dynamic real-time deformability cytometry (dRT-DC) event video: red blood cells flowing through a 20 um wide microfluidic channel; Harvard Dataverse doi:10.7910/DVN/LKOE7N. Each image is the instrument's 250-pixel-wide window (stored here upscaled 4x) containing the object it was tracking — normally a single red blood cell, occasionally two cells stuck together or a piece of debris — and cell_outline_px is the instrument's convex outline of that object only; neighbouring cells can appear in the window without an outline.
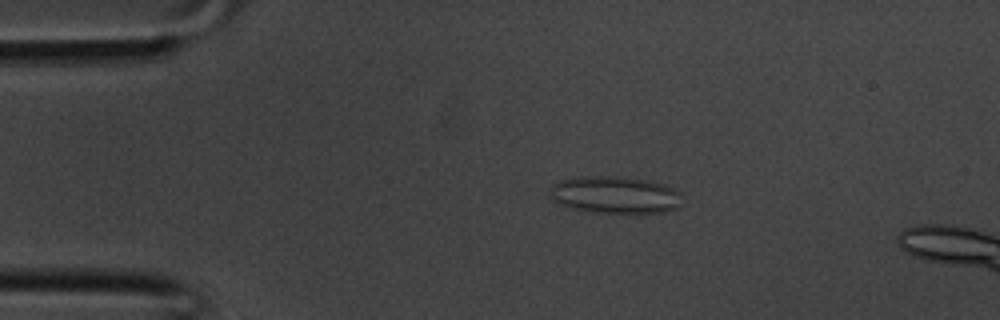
{"species": "common noctule bat (a hibernating species)", "species_latin": "Nyctalus noctula", "temperature_condition": "room temperature", "stored_images_in_passage": 35, "camera_frame_rate_fps": 3000, "um_per_image_px": 0.085, "animal": {"sex": "male", "body_mass_g": 20.1, "forearm_length_mm": 53.5}, "frame": {"image": 1, "passage_image": 6, "time_ms": 1.667, "image_size_px": [1000, 320], "cell_outline_px": [[680, 208], [664, 212], [596, 212], [576, 208], [552, 200], [548, 196], [552, 184], [560, 180], [580, 176], [620, 176], [644, 180], [664, 184], [680, 192]], "centroid_in_image_um": [52.27, 16.54], "position_along_channel_um": 32.7, "area_um2": 28.38}}
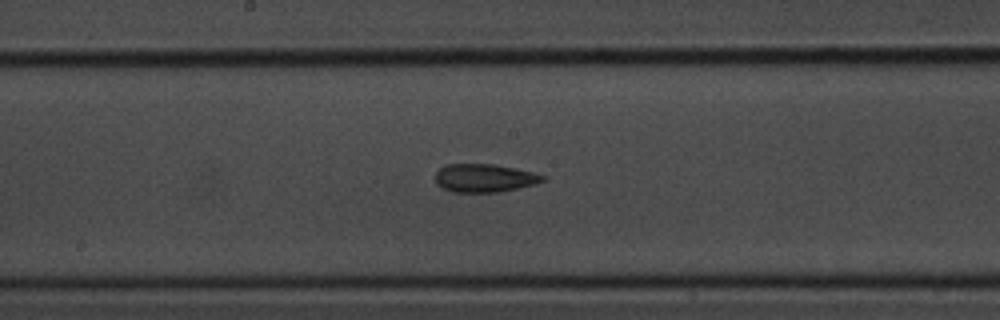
{"frame": {"image": 2, "passage_image": 18, "time_ms": 5.667, "image_size_px": [1000, 320], "cell_outline_px": [[544, 180], [536, 184], [496, 192], [452, 192], [436, 184], [436, 172], [444, 164], [496, 164], [532, 172], [544, 176]], "centroid_in_image_um": [41.14, 15.12], "position_along_channel_um": 207.1, "area_um2": 17.51}}
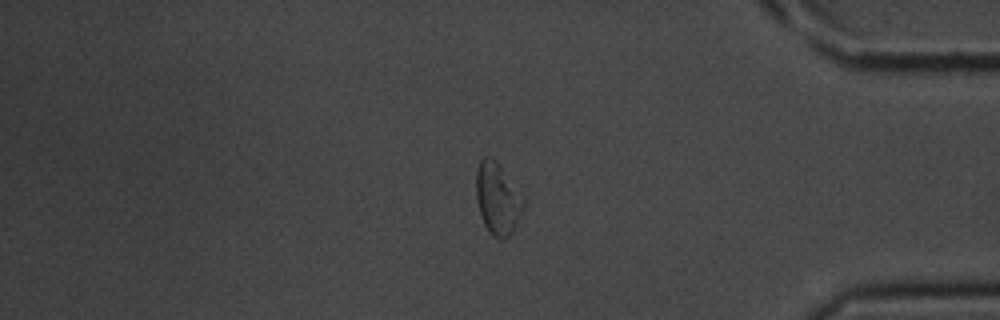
{"frame": {"image": 3, "passage_image": 30, "time_ms": 9.667, "image_size_px": [1000, 320], "cell_outline_px": [[524, 204], [512, 232], [504, 240], [500, 240], [492, 236], [488, 232], [484, 224], [476, 200], [476, 168], [480, 160], [484, 156], [492, 156], [496, 160], [524, 196]], "centroid_in_image_um": [42.27, 16.86], "position_along_channel_um": 392.9, "area_um2": 19.94}}